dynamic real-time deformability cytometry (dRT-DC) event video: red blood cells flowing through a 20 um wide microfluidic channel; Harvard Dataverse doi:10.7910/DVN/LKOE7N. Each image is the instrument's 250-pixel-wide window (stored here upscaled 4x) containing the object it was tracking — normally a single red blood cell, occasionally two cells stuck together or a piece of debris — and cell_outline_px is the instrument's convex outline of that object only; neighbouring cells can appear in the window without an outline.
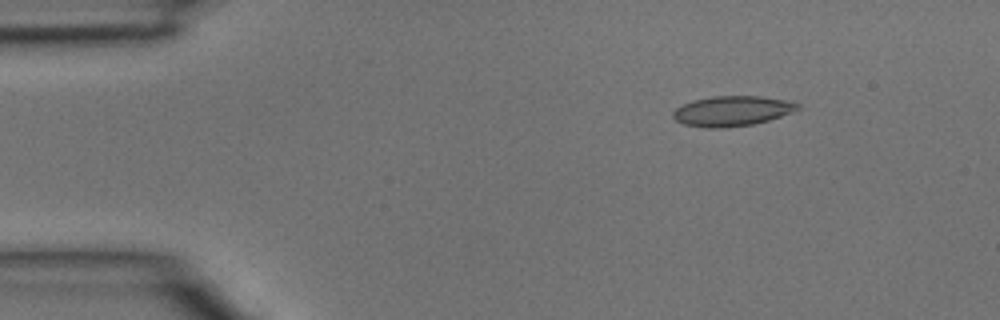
{"species": "common noctule bat (a hibernating species)", "species_latin": "Nyctalus noctula", "temperature_condition": "room temperature", "stored_images_in_passage": 4, "camera_frame_rate_fps": 3000, "um_per_image_px": 0.085, "animal": {"sex": "male", "body_mass_g": 15.6}, "frame": {"image": 1, "passage_image": 2, "time_ms": 0.333, "image_size_px": [1000, 320], "cell_outline_px": [[800, 108], [792, 112], [768, 120], [752, 124], [720, 128], [708, 128], [684, 124], [676, 120], [672, 116], [672, 112], [676, 108], [692, 100], [712, 96], [760, 96], [784, 100], [800, 104]], "centroid_in_image_um": [62.2, 9.43], "position_along_channel_um": 22.8, "area_um2": 21.68}}
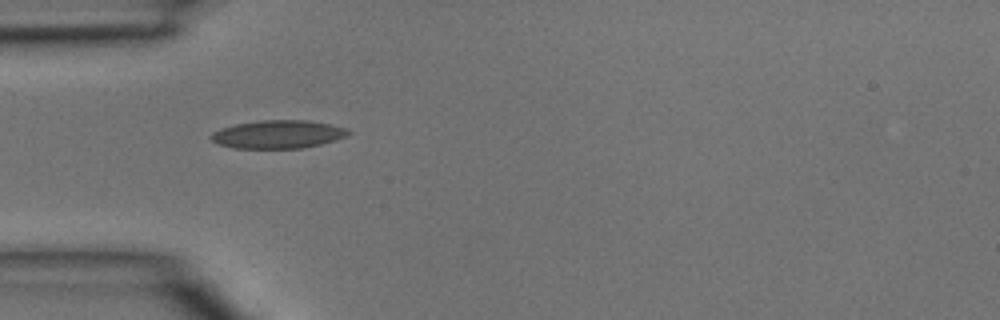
{"frame": {"image": 2, "passage_image": 4, "time_ms": 1.0, "image_size_px": [1000, 320], "cell_outline_px": [[352, 132], [348, 136], [336, 140], [304, 148], [232, 148], [216, 144], [208, 136], [212, 132], [220, 128], [236, 124], [260, 120], [308, 120], [348, 128]], "centroid_in_image_um": [23.62, 11.42], "position_along_channel_um": 61.4, "area_um2": 22.77}}